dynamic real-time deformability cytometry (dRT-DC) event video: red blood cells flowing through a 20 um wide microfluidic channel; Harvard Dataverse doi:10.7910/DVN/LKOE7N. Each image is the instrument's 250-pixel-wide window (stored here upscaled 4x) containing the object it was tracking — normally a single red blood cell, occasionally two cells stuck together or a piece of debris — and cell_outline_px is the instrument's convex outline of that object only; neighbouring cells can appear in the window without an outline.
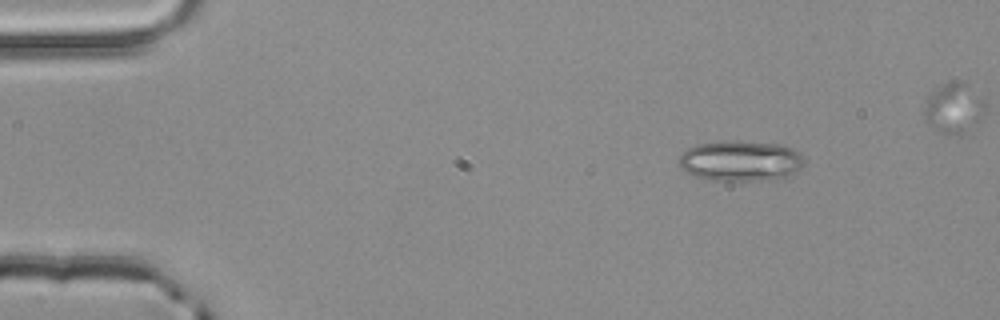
{"species": "common noctule bat (a hibernating species)", "species_latin": "Nyctalus noctula", "temperature_condition": "room temperature", "stored_images_in_passage": 4, "camera_frame_rate_fps": 3000, "um_per_image_px": 0.085, "animal": {"sex": "male", "body_mass_g": 20.4}, "frame": {"image": 1, "passage_image": 4, "time_ms": 1.0, "image_size_px": [1000, 320], "cell_outline_px": [[804, 160], [800, 168], [784, 176], [760, 180], [712, 180], [692, 176], [684, 172], [680, 168], [680, 156], [688, 148], [696, 144], [724, 140], [740, 140], [780, 144], [792, 148]], "centroid_in_image_um": [62.86, 13.65], "position_along_channel_um": 22.1, "area_um2": 29.42}}